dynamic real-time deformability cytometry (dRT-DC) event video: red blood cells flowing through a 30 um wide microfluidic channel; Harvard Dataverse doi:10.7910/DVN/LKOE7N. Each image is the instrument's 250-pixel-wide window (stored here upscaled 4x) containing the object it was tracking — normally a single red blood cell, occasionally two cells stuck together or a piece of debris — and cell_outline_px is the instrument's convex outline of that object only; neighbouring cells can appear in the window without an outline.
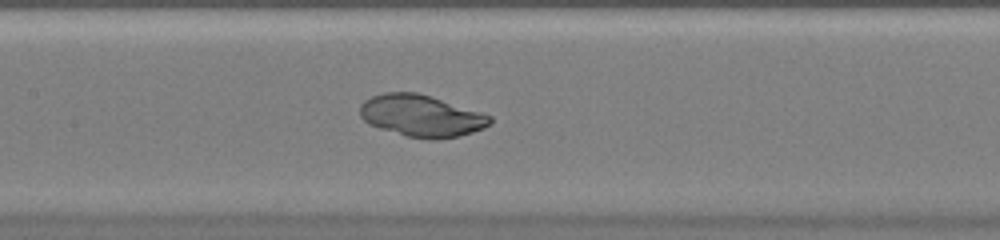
{"species": "common noctule bat (a hibernating species)", "species_latin": "Nyctalus noctula", "temperature_condition": "warm", "stored_images_in_passage": 47, "camera_frame_rate_fps": 3000, "um_per_image_px": 0.085, "animal": {"sex": "female", "body_mass_g": 20.0, "forearm_length_mm": 54.0}, "frame": {"image": 1, "passage_image": 23, "time_ms": 7.333, "image_size_px": [1000, 240], "cell_outline_px": [[492, 124], [484, 128], [472, 132], [440, 140], [432, 140], [408, 136], [380, 128], [368, 124], [360, 116], [360, 104], [364, 100], [372, 96], [384, 92], [416, 92], [480, 112], [492, 116]], "centroid_in_image_um": [35.8, 9.85], "position_along_channel_um": 171.6, "area_um2": 31.5}}
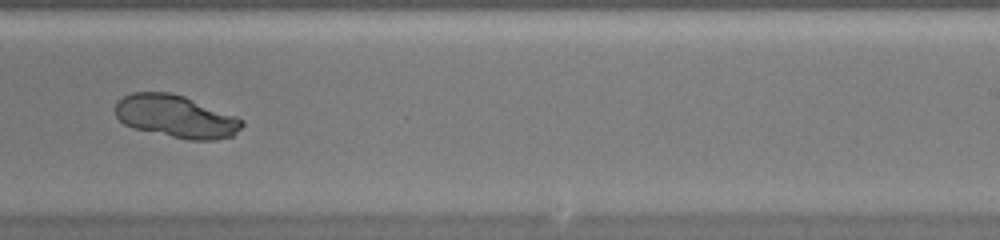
{"frame": {"image": 2, "passage_image": 30, "time_ms": 9.667, "image_size_px": [1000, 240], "cell_outline_px": [[244, 124], [232, 136], [216, 140], [188, 140], [132, 128], [124, 124], [116, 116], [116, 100], [132, 92], [172, 92], [184, 96], [236, 116], [244, 120]], "centroid_in_image_um": [14.94, 9.9], "position_along_channel_um": 274.1, "area_um2": 31.5}}
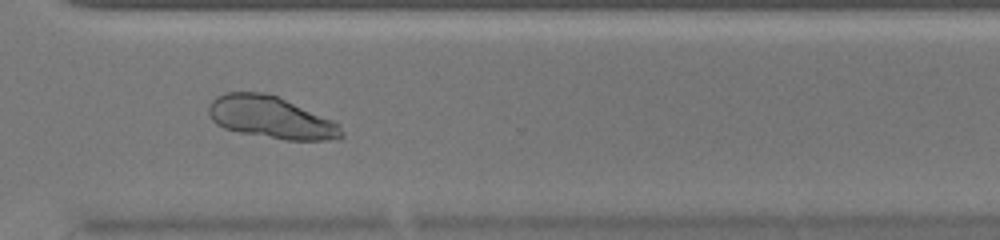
{"frame": {"image": 3, "passage_image": 35, "time_ms": 11.333, "image_size_px": [1000, 240], "cell_outline_px": [[344, 136], [328, 140], [284, 140], [240, 132], [224, 128], [216, 124], [212, 120], [208, 112], [208, 108], [212, 100], [216, 96], [228, 92], [264, 92], [276, 96], [332, 120], [340, 124], [344, 132]], "centroid_in_image_um": [23.02, 9.99], "position_along_channel_um": 347.6, "area_um2": 32.37}}